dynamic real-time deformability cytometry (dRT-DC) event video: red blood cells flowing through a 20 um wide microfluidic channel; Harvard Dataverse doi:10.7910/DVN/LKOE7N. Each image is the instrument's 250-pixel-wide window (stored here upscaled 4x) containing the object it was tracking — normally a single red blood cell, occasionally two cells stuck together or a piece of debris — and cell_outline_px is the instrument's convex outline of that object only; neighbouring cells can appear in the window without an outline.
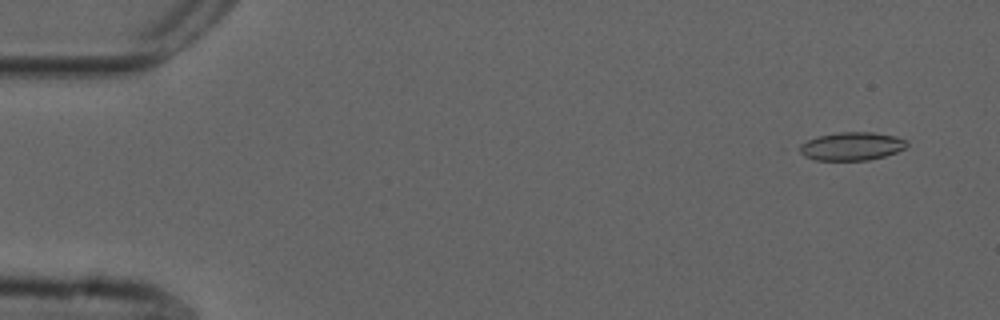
{"species": "common noctule bat (a hibernating species)", "species_latin": "Nyctalus noctula", "temperature_condition": "cold", "stored_images_in_passage": 56, "camera_frame_rate_fps": 3000, "um_per_image_px": 0.085, "animal": {"sex": "male", "forearm_length_mm": 52.5}, "frame": {"image": 1, "passage_image": 4, "time_ms": 1.0, "image_size_px": [1000, 320], "cell_outline_px": [[908, 144], [904, 148], [896, 152], [884, 156], [868, 160], [816, 160], [804, 156], [792, 148], [808, 140], [820, 136], [836, 132], [872, 132], [896, 136], [904, 140]], "centroid_in_image_um": [72.31, 12.43], "position_along_channel_um": 12.7, "area_um2": 17.74}}
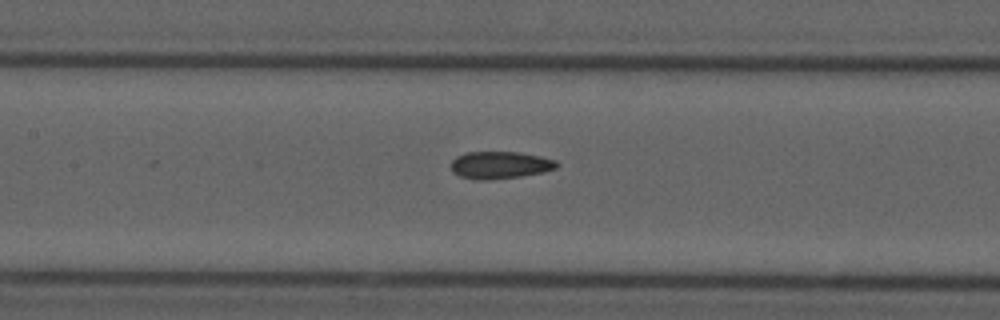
{"frame": {"image": 2, "passage_image": 26, "time_ms": 8.333, "image_size_px": [1000, 320], "cell_outline_px": [[560, 164], [556, 168], [544, 172], [520, 176], [484, 180], [472, 180], [460, 176], [452, 172], [452, 160], [456, 156], [468, 152], [520, 152], [540, 156], [556, 160]], "centroid_in_image_um": [42.51, 14.03], "position_along_channel_um": 164.9, "area_um2": 16.88}}
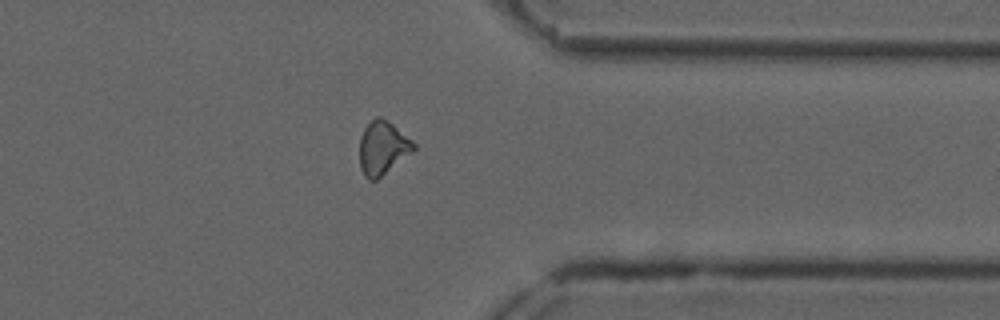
{"frame": {"image": 3, "passage_image": 44, "time_ms": 14.333, "image_size_px": [1000, 320], "cell_outline_px": [[416, 148], [412, 152], [376, 180], [368, 180], [364, 176], [360, 168], [360, 136], [364, 128], [376, 116], [380, 116], [388, 120], [412, 140], [416, 144]], "centroid_in_image_um": [32.52, 12.56], "position_along_channel_um": 378.9, "area_um2": 16.82}, "authors_computed_cell_mechanics": {"area_um2": 16.8776, "velocity_mm_per_s": 3.6907, "shape_relaxation_time_tau1_ms": null, "shape_relaxation_time_tau2_ms": 2.8354, "deformation_change_tau1": null, "deformation_change_tau2": 0.0954}}